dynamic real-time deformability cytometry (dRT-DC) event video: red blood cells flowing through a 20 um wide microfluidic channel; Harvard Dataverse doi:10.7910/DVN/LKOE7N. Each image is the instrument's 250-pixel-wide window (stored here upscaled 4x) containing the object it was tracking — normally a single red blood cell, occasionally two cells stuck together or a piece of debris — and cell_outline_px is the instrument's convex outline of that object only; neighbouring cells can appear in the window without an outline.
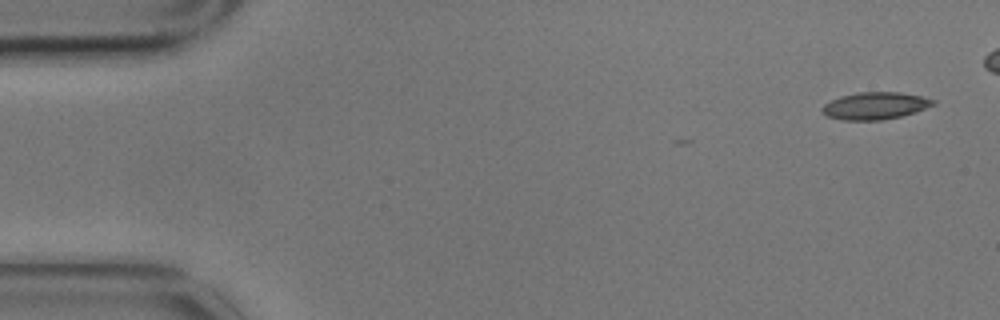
{"species": "common noctule bat (a hibernating species)", "species_latin": "Nyctalus noctula", "temperature_condition": "cold", "stored_images_in_passage": 6, "camera_frame_rate_fps": 3000, "um_per_image_px": 0.085, "animal": {"sex": "male", "body_mass_g": 17.9}, "frame": {"image": 1, "passage_image": 1, "time_ms": 0.0, "image_size_px": [1000, 320], "cell_outline_px": [[936, 104], [916, 112], [900, 116], [880, 120], [840, 120], [828, 116], [820, 108], [824, 104], [840, 96], [860, 92], [900, 92], [920, 96], [936, 100]], "centroid_in_image_um": [74.4, 8.99], "position_along_channel_um": 10.6, "area_um2": 17.51}}